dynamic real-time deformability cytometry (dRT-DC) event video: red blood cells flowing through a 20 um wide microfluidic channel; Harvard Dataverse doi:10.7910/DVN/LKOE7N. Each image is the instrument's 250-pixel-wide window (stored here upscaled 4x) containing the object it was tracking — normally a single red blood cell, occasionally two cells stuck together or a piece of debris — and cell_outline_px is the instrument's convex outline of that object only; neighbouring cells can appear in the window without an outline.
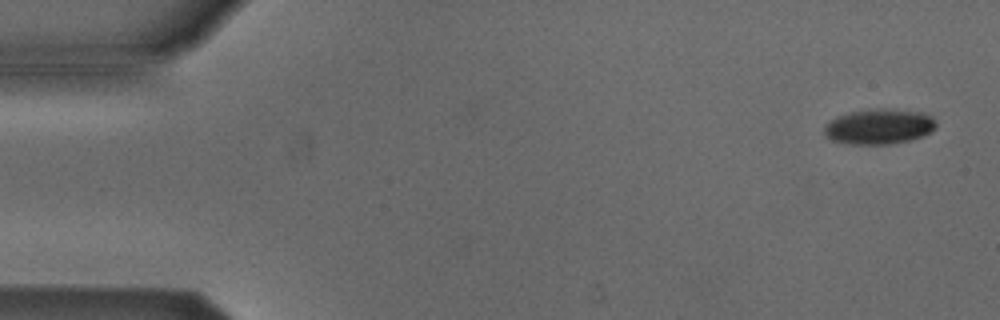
{"species": "Egyptian fruit bat (a non-hibernating species)", "species_latin": "Rousettus aegyptiacus", "temperature_condition": "cold", "stored_images_in_passage": 4, "camera_frame_rate_fps": 3000, "um_per_image_px": 0.085, "animal": {"sex": "male"}, "frame": {"image": 1, "passage_image": 1, "time_ms": 0.0, "image_size_px": [1000, 320], "cell_outline_px": [[936, 128], [920, 136], [908, 140], [888, 144], [852, 144], [832, 140], [824, 136], [824, 124], [828, 120], [836, 116], [848, 112], [884, 108], [924, 112], [932, 116], [936, 120]], "centroid_in_image_um": [74.68, 10.74], "position_along_channel_um": 10.3, "area_um2": 23.06}}
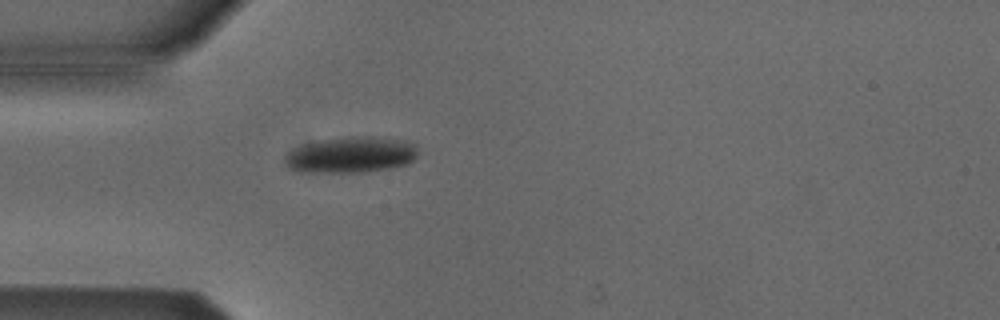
{"frame": {"image": 2, "passage_image": 4, "time_ms": 4.333, "image_size_px": [1000, 320], "cell_outline_px": [[416, 156], [408, 164], [388, 168], [364, 172], [304, 172], [288, 168], [284, 160], [284, 156], [300, 144], [324, 140], [352, 136], [372, 136], [404, 140], [416, 144]], "centroid_in_image_um": [29.82, 13.15], "position_along_channel_um": 55.2, "area_um2": 27.92}}